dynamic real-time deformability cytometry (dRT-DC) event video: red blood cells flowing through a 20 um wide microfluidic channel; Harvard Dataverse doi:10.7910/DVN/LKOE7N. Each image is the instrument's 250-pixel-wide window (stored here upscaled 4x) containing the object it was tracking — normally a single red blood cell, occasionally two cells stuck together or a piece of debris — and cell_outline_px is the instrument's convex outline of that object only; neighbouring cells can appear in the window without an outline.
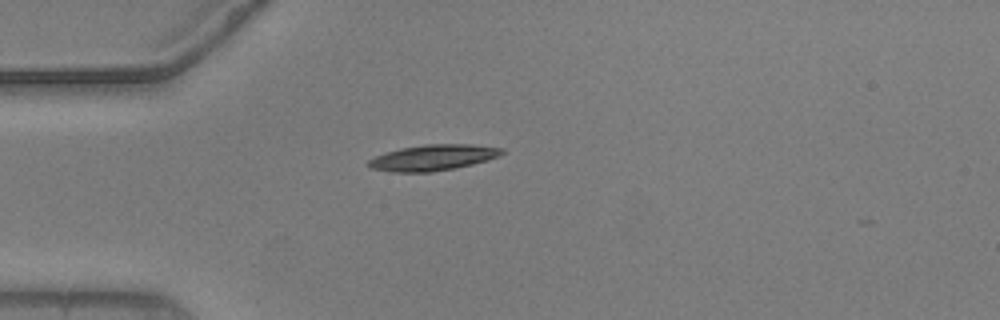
{"species": "common noctule bat (a hibernating species)", "species_latin": "Nyctalus noctula", "temperature_condition": "warm", "stored_images_in_passage": 2, "camera_frame_rate_fps": 3000, "um_per_image_px": 0.085, "animal": {"sex": "male", "body_mass_g": 20.5, "forearm_length_mm": 52.5}, "frame": {"image": 1, "passage_image": 1, "time_ms": 0.0, "image_size_px": [1000, 320], "cell_outline_px": [[504, 152], [500, 156], [488, 160], [456, 168], [432, 172], [392, 172], [368, 168], [368, 160], [384, 152], [400, 148], [424, 144], [472, 144], [504, 148]], "centroid_in_image_um": [36.8, 13.39], "position_along_channel_um": 48.2, "area_um2": 20.35}}